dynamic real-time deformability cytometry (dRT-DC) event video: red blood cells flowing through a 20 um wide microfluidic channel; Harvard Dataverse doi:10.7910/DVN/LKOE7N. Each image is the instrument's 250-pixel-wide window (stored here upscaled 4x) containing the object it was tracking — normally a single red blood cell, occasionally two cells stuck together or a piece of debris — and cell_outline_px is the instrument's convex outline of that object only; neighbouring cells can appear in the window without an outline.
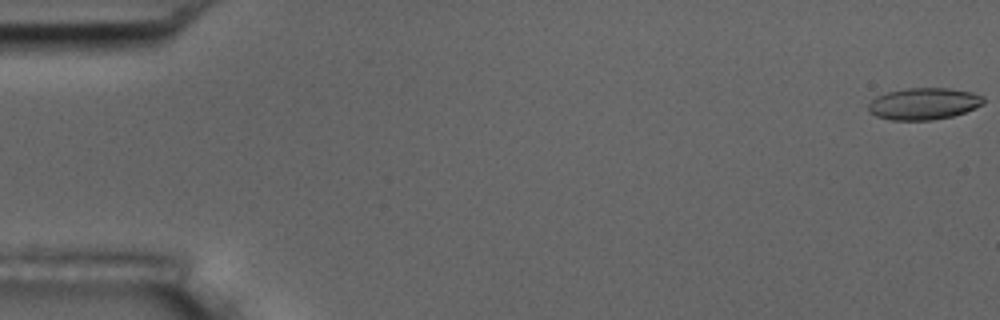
{"species": "common noctule bat (a hibernating species)", "species_latin": "Nyctalus noctula", "temperature_condition": "room temperature", "stored_images_in_passage": 2, "camera_frame_rate_fps": 3000, "um_per_image_px": 0.085, "animal": {"sex": "male", "body_mass_g": 17.5, "forearm_length_mm": 52.3}, "frame": {"image": 1, "passage_image": 1, "time_ms": 0.0, "image_size_px": [1000, 320], "cell_outline_px": [[984, 104], [976, 108], [952, 116], [932, 120], [892, 120], [876, 116], [868, 112], [868, 104], [876, 96], [888, 92], [908, 88], [948, 88], [972, 92], [984, 96]], "centroid_in_image_um": [78.53, 8.82], "position_along_channel_um": 6.5, "area_um2": 21.39}}